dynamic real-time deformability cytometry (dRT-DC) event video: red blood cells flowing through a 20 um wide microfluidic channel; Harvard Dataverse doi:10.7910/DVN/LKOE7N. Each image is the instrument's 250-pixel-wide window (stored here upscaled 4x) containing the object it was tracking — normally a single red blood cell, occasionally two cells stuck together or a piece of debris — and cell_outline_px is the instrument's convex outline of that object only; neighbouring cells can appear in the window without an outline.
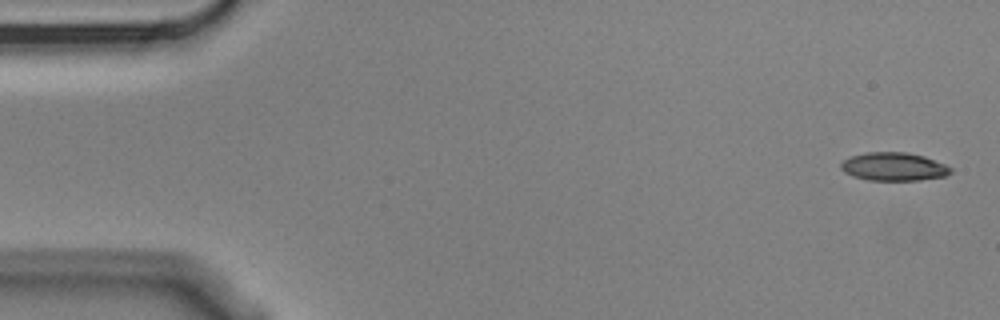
{"species": "Egyptian fruit bat (a non-hibernating species)", "species_latin": "Rousettus aegyptiacus", "temperature_condition": "cold", "stored_images_in_passage": 5, "camera_frame_rate_fps": 3000, "um_per_image_px": 0.085, "animal": {"sex": "male"}, "frame": {"image": 1, "passage_image": 1, "time_ms": 0.0, "image_size_px": [1000, 320], "cell_outline_px": [[952, 172], [944, 176], [920, 180], [868, 180], [852, 176], [844, 172], [840, 168], [840, 164], [844, 160], [852, 156], [868, 152], [908, 152], [924, 156], [944, 164], [952, 168]], "centroid_in_image_um": [75.96, 14.16], "position_along_channel_um": 9.0, "area_um2": 18.03}}
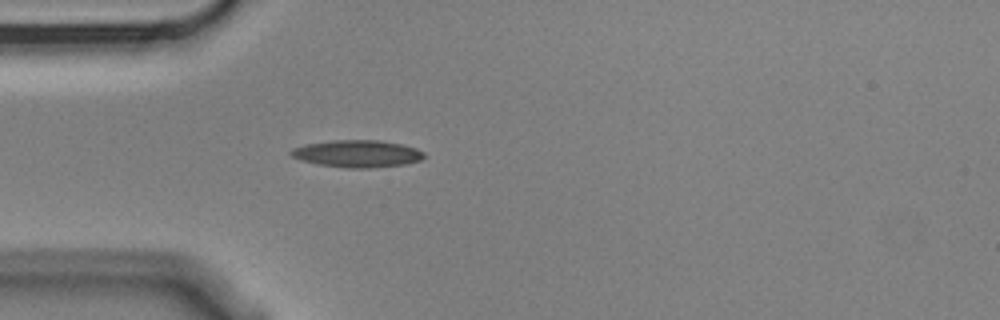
{"frame": {"image": 2, "passage_image": 5, "time_ms": 1.333, "image_size_px": [1000, 320], "cell_outline_px": [[424, 156], [420, 160], [404, 164], [368, 168], [348, 168], [320, 164], [300, 160], [292, 156], [288, 152], [292, 148], [308, 144], [332, 140], [380, 140], [400, 144], [416, 148], [424, 152]], "centroid_in_image_um": [30.36, 13.06], "position_along_channel_um": 54.6, "area_um2": 20.87}}